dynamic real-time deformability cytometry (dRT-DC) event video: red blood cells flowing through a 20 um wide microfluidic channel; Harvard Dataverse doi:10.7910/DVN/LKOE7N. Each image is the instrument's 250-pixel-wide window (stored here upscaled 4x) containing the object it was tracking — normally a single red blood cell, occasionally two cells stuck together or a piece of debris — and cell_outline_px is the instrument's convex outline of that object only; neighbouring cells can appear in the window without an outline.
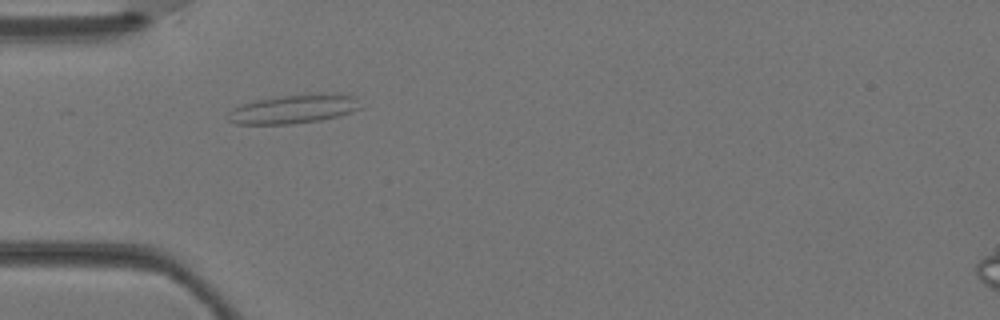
{"species": "Egyptian fruit bat (a non-hibernating species)", "species_latin": "Rousettus aegyptiacus", "temperature_condition": "warm", "stored_images_in_passage": 2, "camera_frame_rate_fps": 3000, "um_per_image_px": 0.085, "animal": {"sex": "female"}, "frame": {"image": 1, "passage_image": 2, "time_ms": 0.333, "image_size_px": [1000, 320], "cell_outline_px": [[360, 108], [352, 112], [320, 120], [292, 124], [236, 124], [228, 120], [228, 112], [232, 108], [240, 104], [256, 100], [280, 96], [324, 92], [356, 96]], "centroid_in_image_um": [24.94, 9.25], "position_along_channel_um": 60.1, "area_um2": 22.43}}